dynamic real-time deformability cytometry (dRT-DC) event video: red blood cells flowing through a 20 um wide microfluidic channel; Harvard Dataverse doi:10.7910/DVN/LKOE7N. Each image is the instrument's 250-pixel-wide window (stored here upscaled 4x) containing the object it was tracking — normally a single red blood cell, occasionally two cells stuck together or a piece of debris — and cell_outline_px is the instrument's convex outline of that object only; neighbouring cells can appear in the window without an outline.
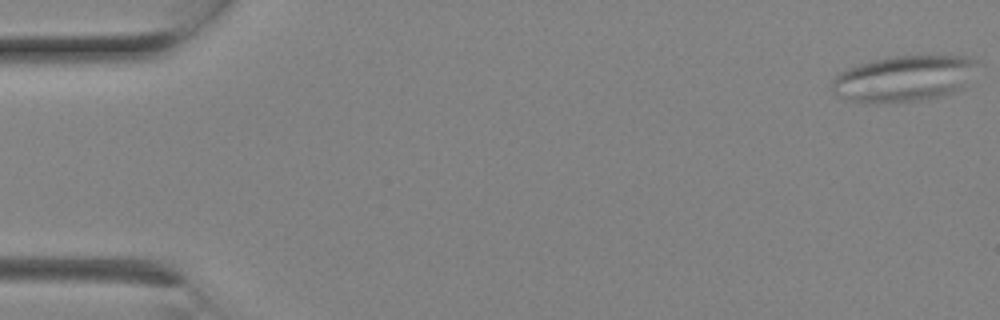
{"species": "Egyptian fruit bat (a non-hibernating species)", "species_latin": "Rousettus aegyptiacus", "temperature_condition": "room temperature", "stored_images_in_passage": 3, "camera_frame_rate_fps": 3000, "um_per_image_px": 0.085, "animal": {"sex": "female"}, "frame": {"image": 1, "passage_image": 1, "time_ms": 0.0, "image_size_px": [1000, 320], "cell_outline_px": [[980, 60], [964, 88], [928, 100], [872, 104], [848, 100], [836, 96], [828, 88], [832, 80], [844, 68], [856, 64], [888, 56], [964, 56]], "centroid_in_image_um": [76.77, 6.69], "position_along_channel_um": 8.2, "area_um2": 39.88}}